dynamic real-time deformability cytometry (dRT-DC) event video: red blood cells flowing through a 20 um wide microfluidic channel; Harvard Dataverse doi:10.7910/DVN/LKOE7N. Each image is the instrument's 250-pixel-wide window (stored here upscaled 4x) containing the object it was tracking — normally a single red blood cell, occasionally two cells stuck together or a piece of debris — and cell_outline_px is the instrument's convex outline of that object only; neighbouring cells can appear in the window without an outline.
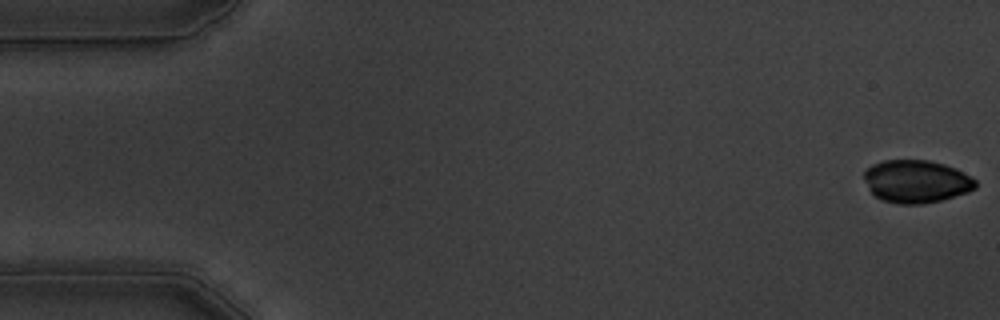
{"species": "common noctule bat (a hibernating species)", "species_latin": "Nyctalus noctula", "temperature_condition": "warm", "stored_images_in_passage": 56, "camera_frame_rate_fps": 3000, "um_per_image_px": 0.085, "animal": {"sex": "male", "body_mass_g": 19.5, "forearm_length_mm": 54.6}, "frame": {"image": 1, "passage_image": 1, "time_ms": 0.0, "image_size_px": [1000, 320], "cell_outline_px": [[976, 188], [968, 192], [940, 200], [924, 204], [896, 204], [884, 200], [876, 196], [872, 192], [864, 176], [864, 172], [872, 164], [884, 160], [928, 160], [944, 164], [956, 168], [972, 176], [976, 180]], "centroid_in_image_um": [77.93, 15.41], "position_along_channel_um": 7.1, "area_um2": 27.69}}
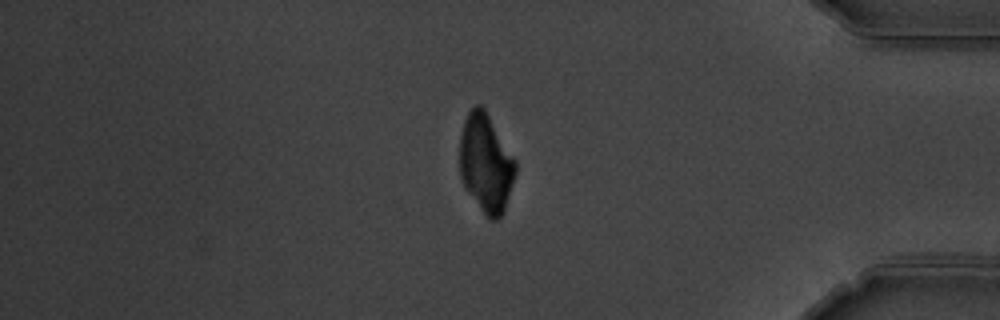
{"frame": {"image": 2, "passage_image": 47, "time_ms": 15.333, "image_size_px": [1000, 320], "cell_outline_px": [[516, 172], [504, 212], [496, 220], [492, 220], [480, 208], [468, 192], [460, 176], [460, 136], [464, 120], [468, 112], [476, 104], [480, 104], [484, 108], [516, 160]], "centroid_in_image_um": [41.3, 13.85], "position_along_channel_um": 393.9, "area_um2": 31.67}}
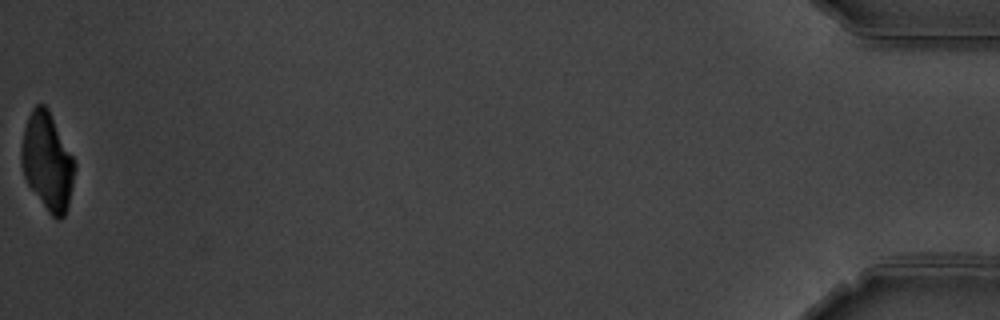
{"frame": {"image": 3, "passage_image": 56, "time_ms": 18.333, "image_size_px": [1000, 320], "cell_outline_px": [[76, 168], [68, 208], [64, 216], [60, 220], [56, 220], [48, 212], [28, 184], [24, 176], [20, 164], [20, 148], [24, 128], [28, 116], [32, 108], [36, 104], [44, 104], [48, 108], [76, 164]], "centroid_in_image_um": [4.01, 13.75], "position_along_channel_um": 431.2, "area_um2": 30.46}}